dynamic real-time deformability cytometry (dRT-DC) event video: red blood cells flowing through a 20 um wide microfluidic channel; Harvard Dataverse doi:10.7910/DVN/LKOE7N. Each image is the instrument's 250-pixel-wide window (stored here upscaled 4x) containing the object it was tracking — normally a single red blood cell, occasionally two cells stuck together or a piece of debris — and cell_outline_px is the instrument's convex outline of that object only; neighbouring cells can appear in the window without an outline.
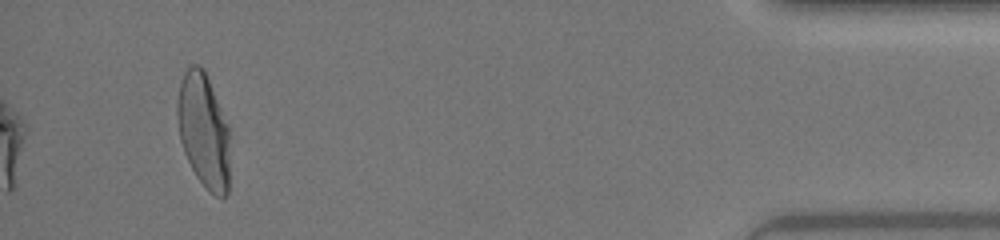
{"species": "human", "species_latin": "Homo sapiens", "temperature_condition": "warm", "stored_images_in_passage": 34, "camera_frame_rate_fps": 3000, "um_per_image_px": 0.085, "donor": {"sex": "female"}, "frame": {"image": 1, "passage_image": 34, "time_ms": 11.0, "image_size_px": [1000, 240], "cell_outline_px": [[228, 196], [216, 196], [208, 192], [196, 176], [184, 152], [180, 140], [176, 116], [176, 104], [180, 84], [184, 72], [188, 64], [200, 64], [204, 68], [228, 124]], "centroid_in_image_um": [17.28, 11.07], "position_along_channel_um": 417.9, "area_um2": 35.26}, "authors_computed_cell_mechanics": {"area_um2": 34.2754, "velocity_mm_per_s": 4.3492, "shape_relaxation_time_tau1_ms": 3.3461, "shape_relaxation_time_tau2_ms": 0.634, "deformation_change_tau1": 0.1862, "deformation_change_tau2": 0.0521}}